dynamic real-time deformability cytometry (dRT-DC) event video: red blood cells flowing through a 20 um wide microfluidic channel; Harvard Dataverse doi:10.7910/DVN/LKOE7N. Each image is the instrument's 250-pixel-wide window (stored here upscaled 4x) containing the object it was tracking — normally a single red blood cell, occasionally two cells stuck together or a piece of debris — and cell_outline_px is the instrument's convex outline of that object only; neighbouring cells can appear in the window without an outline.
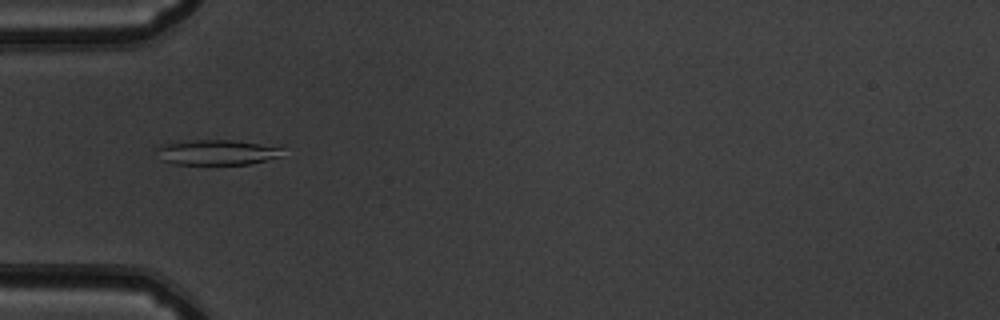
{"species": "common noctule bat (a hibernating species)", "species_latin": "Nyctalus noctula", "temperature_condition": "warm", "stored_images_in_passage": 52, "camera_frame_rate_fps": 3000, "um_per_image_px": 0.085, "animal": {"sex": "male", "body_mass_g": 19.5, "forearm_length_mm": 54.6}, "frame": {"image": 1, "passage_image": 17, "time_ms": 5.333, "image_size_px": [1000, 320], "cell_outline_px": [[284, 148], [280, 156], [248, 164], [172, 164], [160, 160], [156, 148], [160, 144], [168, 140], [232, 140], [280, 144]], "centroid_in_image_um": [18.42, 12.91], "position_along_channel_um": 66.6, "area_um2": 19.31}}
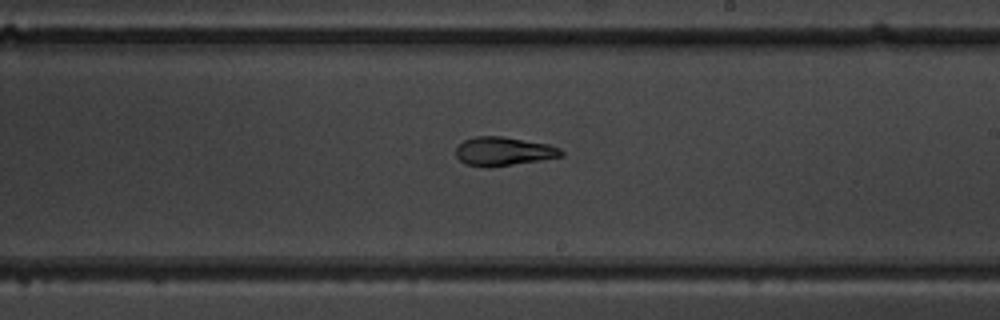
{"frame": {"image": 2, "passage_image": 31, "time_ms": 10.0, "image_size_px": [1000, 320], "cell_outline_px": [[564, 156], [492, 168], [488, 168], [464, 164], [456, 156], [456, 148], [464, 140], [476, 136], [504, 136], [548, 144], [560, 148], [564, 152]], "centroid_in_image_um": [42.8, 12.87], "position_along_channel_um": 246.2, "area_um2": 17.86}}
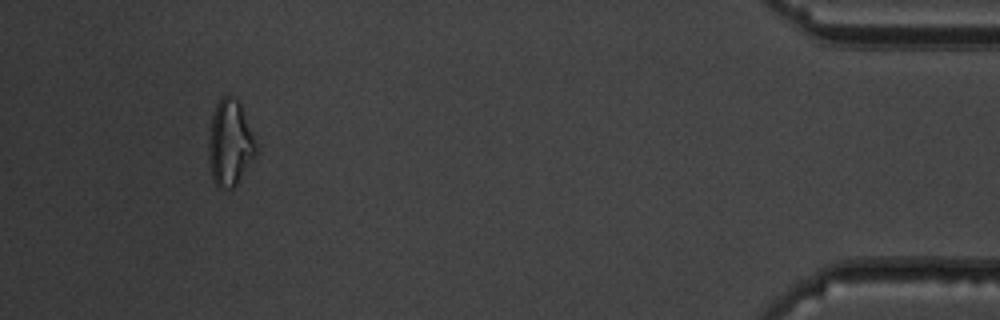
{"frame": {"image": 3, "passage_image": 49, "time_ms": 16.0, "image_size_px": [1000, 320], "cell_outline_px": [[256, 156], [236, 184], [232, 188], [220, 188], [216, 184], [212, 176], [208, 156], [208, 136], [212, 116], [216, 104], [224, 96], [232, 96], [240, 104], [256, 144]], "centroid_in_image_um": [19.53, 12.18], "position_along_channel_um": 415.7, "area_um2": 23.35}, "authors_computed_cell_mechanics": {"area_um2": 19.652, "velocity_mm_per_s": 3.8746, "shape_relaxation_time_tau1_ms": 6.8748, "shape_relaxation_time_tau2_ms": 3.709, "deformation_change_tau1": 0.1994, "deformation_change_tau2": 0.0921}}